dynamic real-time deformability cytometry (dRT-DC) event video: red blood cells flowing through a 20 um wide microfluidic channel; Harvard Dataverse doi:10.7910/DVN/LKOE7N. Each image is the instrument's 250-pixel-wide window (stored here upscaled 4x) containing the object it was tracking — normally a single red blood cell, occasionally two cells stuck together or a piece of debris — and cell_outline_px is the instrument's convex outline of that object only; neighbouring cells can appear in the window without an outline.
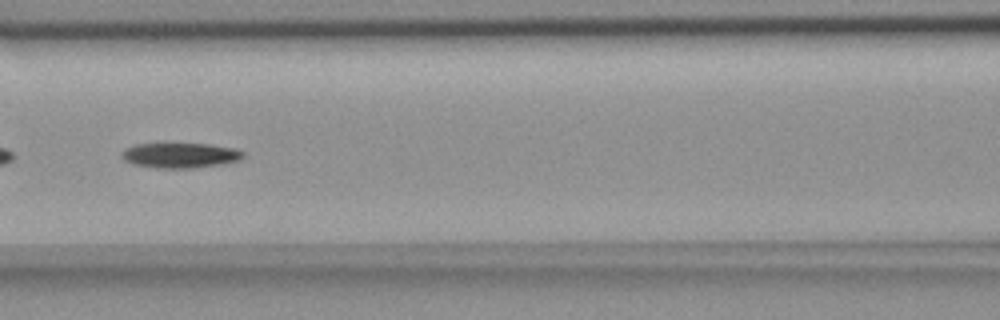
{"species": "common noctule bat (a hibernating species)", "species_latin": "Nyctalus noctula", "temperature_condition": "room temperature", "stored_images_in_passage": 55, "camera_frame_rate_fps": 3000, "um_per_image_px": 0.085, "animal": {"sex": "female", "body_mass_g": 18.4}, "frame": {"image": 1, "passage_image": 24, "time_ms": 7.667, "image_size_px": [1000, 320], "cell_outline_px": [[244, 156], [236, 160], [220, 164], [196, 168], [156, 168], [132, 164], [124, 160], [120, 156], [120, 152], [124, 148], [136, 144], [208, 144], [232, 148], [244, 152]], "centroid_in_image_um": [15.23, 13.21], "position_along_channel_um": 151.4, "area_um2": 17.69}}
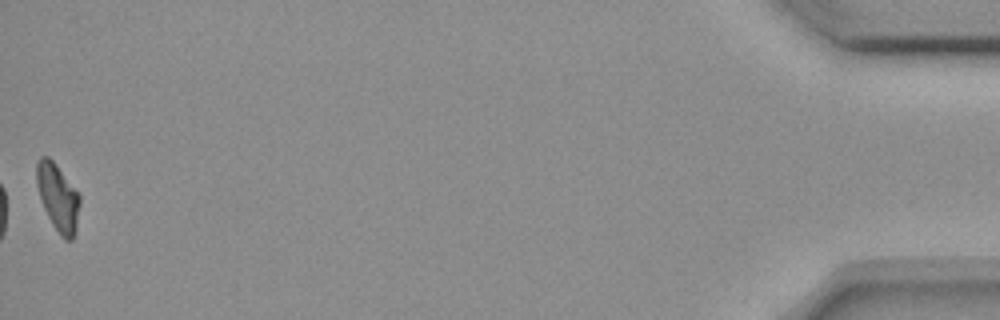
{"frame": {"image": 2, "passage_image": 55, "time_ms": 18.0, "image_size_px": [1000, 320], "cell_outline_px": [[80, 204], [76, 228], [72, 240], [64, 240], [60, 236], [52, 224], [40, 200], [36, 184], [36, 164], [40, 156], [48, 156], [56, 164], [80, 192]], "centroid_in_image_um": [4.93, 16.76], "position_along_channel_um": 430.3, "area_um2": 17.22}, "authors_computed_cell_mechanics": {"area_um2": 18.2648, "velocity_mm_per_s": 3.6393, "shape_relaxation_time_tau1_ms": 5.3044, "shape_relaxation_time_tau2_ms": null, "deformation_change_tau1": 0.1911, "deformation_change_tau2": null}}